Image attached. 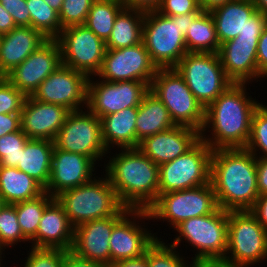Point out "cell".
I'll return each mask as SVG.
<instances>
[{
  "mask_svg": "<svg viewBox=\"0 0 267 267\" xmlns=\"http://www.w3.org/2000/svg\"><path fill=\"white\" fill-rule=\"evenodd\" d=\"M247 90V83H233L205 108L200 139L212 150L248 144L252 115L260 102Z\"/></svg>",
  "mask_w": 267,
  "mask_h": 267,
  "instance_id": "cell-1",
  "label": "cell"
},
{
  "mask_svg": "<svg viewBox=\"0 0 267 267\" xmlns=\"http://www.w3.org/2000/svg\"><path fill=\"white\" fill-rule=\"evenodd\" d=\"M210 182L219 208L250 210L259 196L256 157L246 148L213 150Z\"/></svg>",
  "mask_w": 267,
  "mask_h": 267,
  "instance_id": "cell-2",
  "label": "cell"
},
{
  "mask_svg": "<svg viewBox=\"0 0 267 267\" xmlns=\"http://www.w3.org/2000/svg\"><path fill=\"white\" fill-rule=\"evenodd\" d=\"M116 150L102 170L124 207L147 210L159 196V166L137 148Z\"/></svg>",
  "mask_w": 267,
  "mask_h": 267,
  "instance_id": "cell-3",
  "label": "cell"
},
{
  "mask_svg": "<svg viewBox=\"0 0 267 267\" xmlns=\"http://www.w3.org/2000/svg\"><path fill=\"white\" fill-rule=\"evenodd\" d=\"M56 199L74 228L88 221L114 216L123 207L104 171L100 177L94 176L91 181L62 192Z\"/></svg>",
  "mask_w": 267,
  "mask_h": 267,
  "instance_id": "cell-4",
  "label": "cell"
},
{
  "mask_svg": "<svg viewBox=\"0 0 267 267\" xmlns=\"http://www.w3.org/2000/svg\"><path fill=\"white\" fill-rule=\"evenodd\" d=\"M176 235L169 243L178 248L187 242L196 259H224L228 245V211L217 208L213 213L189 218L174 230Z\"/></svg>",
  "mask_w": 267,
  "mask_h": 267,
  "instance_id": "cell-5",
  "label": "cell"
},
{
  "mask_svg": "<svg viewBox=\"0 0 267 267\" xmlns=\"http://www.w3.org/2000/svg\"><path fill=\"white\" fill-rule=\"evenodd\" d=\"M150 91L163 102L175 125L201 131L204 125L205 108L195 98L175 68L157 69Z\"/></svg>",
  "mask_w": 267,
  "mask_h": 267,
  "instance_id": "cell-6",
  "label": "cell"
},
{
  "mask_svg": "<svg viewBox=\"0 0 267 267\" xmlns=\"http://www.w3.org/2000/svg\"><path fill=\"white\" fill-rule=\"evenodd\" d=\"M180 29V15L165 16L156 10L145 12L142 42L157 69L174 68L187 53Z\"/></svg>",
  "mask_w": 267,
  "mask_h": 267,
  "instance_id": "cell-7",
  "label": "cell"
},
{
  "mask_svg": "<svg viewBox=\"0 0 267 267\" xmlns=\"http://www.w3.org/2000/svg\"><path fill=\"white\" fill-rule=\"evenodd\" d=\"M224 260L238 266L267 261V231L249 210L228 211V245Z\"/></svg>",
  "mask_w": 267,
  "mask_h": 267,
  "instance_id": "cell-8",
  "label": "cell"
},
{
  "mask_svg": "<svg viewBox=\"0 0 267 267\" xmlns=\"http://www.w3.org/2000/svg\"><path fill=\"white\" fill-rule=\"evenodd\" d=\"M174 68L204 108L233 84L218 53L187 52Z\"/></svg>",
  "mask_w": 267,
  "mask_h": 267,
  "instance_id": "cell-9",
  "label": "cell"
},
{
  "mask_svg": "<svg viewBox=\"0 0 267 267\" xmlns=\"http://www.w3.org/2000/svg\"><path fill=\"white\" fill-rule=\"evenodd\" d=\"M218 208L215 192L210 183L186 190L160 194L147 209L151 220L164 221L175 229L189 218L209 215Z\"/></svg>",
  "mask_w": 267,
  "mask_h": 267,
  "instance_id": "cell-10",
  "label": "cell"
},
{
  "mask_svg": "<svg viewBox=\"0 0 267 267\" xmlns=\"http://www.w3.org/2000/svg\"><path fill=\"white\" fill-rule=\"evenodd\" d=\"M213 150L200 139L190 150L159 166V195L210 183Z\"/></svg>",
  "mask_w": 267,
  "mask_h": 267,
  "instance_id": "cell-11",
  "label": "cell"
},
{
  "mask_svg": "<svg viewBox=\"0 0 267 267\" xmlns=\"http://www.w3.org/2000/svg\"><path fill=\"white\" fill-rule=\"evenodd\" d=\"M53 142L63 151L91 158L98 166L109 152L103 142L100 118L87 108L71 111Z\"/></svg>",
  "mask_w": 267,
  "mask_h": 267,
  "instance_id": "cell-12",
  "label": "cell"
},
{
  "mask_svg": "<svg viewBox=\"0 0 267 267\" xmlns=\"http://www.w3.org/2000/svg\"><path fill=\"white\" fill-rule=\"evenodd\" d=\"M60 46L62 64L88 77L96 76L102 67L106 42L85 24L62 29L55 38Z\"/></svg>",
  "mask_w": 267,
  "mask_h": 267,
  "instance_id": "cell-13",
  "label": "cell"
},
{
  "mask_svg": "<svg viewBox=\"0 0 267 267\" xmlns=\"http://www.w3.org/2000/svg\"><path fill=\"white\" fill-rule=\"evenodd\" d=\"M149 91L147 82H109L92 76L88 80L87 109L102 118L129 107H138Z\"/></svg>",
  "mask_w": 267,
  "mask_h": 267,
  "instance_id": "cell-14",
  "label": "cell"
},
{
  "mask_svg": "<svg viewBox=\"0 0 267 267\" xmlns=\"http://www.w3.org/2000/svg\"><path fill=\"white\" fill-rule=\"evenodd\" d=\"M149 220L151 217L146 209H131L114 226L109 239L111 264L141 257L156 239H163V236H157L158 232L153 233L151 227L148 229L149 223L145 221Z\"/></svg>",
  "mask_w": 267,
  "mask_h": 267,
  "instance_id": "cell-15",
  "label": "cell"
},
{
  "mask_svg": "<svg viewBox=\"0 0 267 267\" xmlns=\"http://www.w3.org/2000/svg\"><path fill=\"white\" fill-rule=\"evenodd\" d=\"M89 77L60 65L33 93L35 100L66 107L70 112L87 108Z\"/></svg>",
  "mask_w": 267,
  "mask_h": 267,
  "instance_id": "cell-16",
  "label": "cell"
},
{
  "mask_svg": "<svg viewBox=\"0 0 267 267\" xmlns=\"http://www.w3.org/2000/svg\"><path fill=\"white\" fill-rule=\"evenodd\" d=\"M157 67L143 42L120 49H106L100 72L94 76L109 82L142 81L151 85Z\"/></svg>",
  "mask_w": 267,
  "mask_h": 267,
  "instance_id": "cell-17",
  "label": "cell"
},
{
  "mask_svg": "<svg viewBox=\"0 0 267 267\" xmlns=\"http://www.w3.org/2000/svg\"><path fill=\"white\" fill-rule=\"evenodd\" d=\"M60 65V46L56 39H48L5 78L26 97L32 96L39 85Z\"/></svg>",
  "mask_w": 267,
  "mask_h": 267,
  "instance_id": "cell-18",
  "label": "cell"
},
{
  "mask_svg": "<svg viewBox=\"0 0 267 267\" xmlns=\"http://www.w3.org/2000/svg\"><path fill=\"white\" fill-rule=\"evenodd\" d=\"M130 210L123 206L114 216L88 221L75 227L71 251L79 257L110 266L109 239L112 230Z\"/></svg>",
  "mask_w": 267,
  "mask_h": 267,
  "instance_id": "cell-19",
  "label": "cell"
},
{
  "mask_svg": "<svg viewBox=\"0 0 267 267\" xmlns=\"http://www.w3.org/2000/svg\"><path fill=\"white\" fill-rule=\"evenodd\" d=\"M96 166L89 157L54 146L49 182L44 191L56 198L66 190L91 181L96 176Z\"/></svg>",
  "mask_w": 267,
  "mask_h": 267,
  "instance_id": "cell-20",
  "label": "cell"
},
{
  "mask_svg": "<svg viewBox=\"0 0 267 267\" xmlns=\"http://www.w3.org/2000/svg\"><path fill=\"white\" fill-rule=\"evenodd\" d=\"M259 38L237 36L220 45L218 55L233 83L258 82L257 47Z\"/></svg>",
  "mask_w": 267,
  "mask_h": 267,
  "instance_id": "cell-21",
  "label": "cell"
},
{
  "mask_svg": "<svg viewBox=\"0 0 267 267\" xmlns=\"http://www.w3.org/2000/svg\"><path fill=\"white\" fill-rule=\"evenodd\" d=\"M69 113L66 107L27 96L20 113L21 130L29 139L54 141Z\"/></svg>",
  "mask_w": 267,
  "mask_h": 267,
  "instance_id": "cell-22",
  "label": "cell"
},
{
  "mask_svg": "<svg viewBox=\"0 0 267 267\" xmlns=\"http://www.w3.org/2000/svg\"><path fill=\"white\" fill-rule=\"evenodd\" d=\"M200 140V131L181 125L148 136L139 142L137 149L160 166L190 150Z\"/></svg>",
  "mask_w": 267,
  "mask_h": 267,
  "instance_id": "cell-23",
  "label": "cell"
},
{
  "mask_svg": "<svg viewBox=\"0 0 267 267\" xmlns=\"http://www.w3.org/2000/svg\"><path fill=\"white\" fill-rule=\"evenodd\" d=\"M74 241V227L71 225L62 204L54 198L45 208L36 236L30 247L59 248L71 250Z\"/></svg>",
  "mask_w": 267,
  "mask_h": 267,
  "instance_id": "cell-24",
  "label": "cell"
},
{
  "mask_svg": "<svg viewBox=\"0 0 267 267\" xmlns=\"http://www.w3.org/2000/svg\"><path fill=\"white\" fill-rule=\"evenodd\" d=\"M47 40L41 31L31 26H16L0 35V77H5L19 66Z\"/></svg>",
  "mask_w": 267,
  "mask_h": 267,
  "instance_id": "cell-25",
  "label": "cell"
},
{
  "mask_svg": "<svg viewBox=\"0 0 267 267\" xmlns=\"http://www.w3.org/2000/svg\"><path fill=\"white\" fill-rule=\"evenodd\" d=\"M137 116L138 107H129L100 118L102 138L108 151L136 148Z\"/></svg>",
  "mask_w": 267,
  "mask_h": 267,
  "instance_id": "cell-26",
  "label": "cell"
},
{
  "mask_svg": "<svg viewBox=\"0 0 267 267\" xmlns=\"http://www.w3.org/2000/svg\"><path fill=\"white\" fill-rule=\"evenodd\" d=\"M255 11L256 7L251 0H231L209 11L215 22L220 45L236 38Z\"/></svg>",
  "mask_w": 267,
  "mask_h": 267,
  "instance_id": "cell-27",
  "label": "cell"
},
{
  "mask_svg": "<svg viewBox=\"0 0 267 267\" xmlns=\"http://www.w3.org/2000/svg\"><path fill=\"white\" fill-rule=\"evenodd\" d=\"M54 142L46 139H29L21 150L17 169L36 180L44 189L50 177Z\"/></svg>",
  "mask_w": 267,
  "mask_h": 267,
  "instance_id": "cell-28",
  "label": "cell"
},
{
  "mask_svg": "<svg viewBox=\"0 0 267 267\" xmlns=\"http://www.w3.org/2000/svg\"><path fill=\"white\" fill-rule=\"evenodd\" d=\"M174 126L163 102L149 91L138 106L136 148L144 138L169 130Z\"/></svg>",
  "mask_w": 267,
  "mask_h": 267,
  "instance_id": "cell-29",
  "label": "cell"
},
{
  "mask_svg": "<svg viewBox=\"0 0 267 267\" xmlns=\"http://www.w3.org/2000/svg\"><path fill=\"white\" fill-rule=\"evenodd\" d=\"M44 192V188L25 172L16 167L0 166V195L3 203L32 200Z\"/></svg>",
  "mask_w": 267,
  "mask_h": 267,
  "instance_id": "cell-30",
  "label": "cell"
},
{
  "mask_svg": "<svg viewBox=\"0 0 267 267\" xmlns=\"http://www.w3.org/2000/svg\"><path fill=\"white\" fill-rule=\"evenodd\" d=\"M142 10L123 8L116 16L110 37L106 41V49H120L142 42L143 20Z\"/></svg>",
  "mask_w": 267,
  "mask_h": 267,
  "instance_id": "cell-31",
  "label": "cell"
},
{
  "mask_svg": "<svg viewBox=\"0 0 267 267\" xmlns=\"http://www.w3.org/2000/svg\"><path fill=\"white\" fill-rule=\"evenodd\" d=\"M185 43L187 52L218 53L220 43L209 11H202L187 28Z\"/></svg>",
  "mask_w": 267,
  "mask_h": 267,
  "instance_id": "cell-32",
  "label": "cell"
},
{
  "mask_svg": "<svg viewBox=\"0 0 267 267\" xmlns=\"http://www.w3.org/2000/svg\"><path fill=\"white\" fill-rule=\"evenodd\" d=\"M123 8L122 0H96L89 10L85 25L106 42L115 18Z\"/></svg>",
  "mask_w": 267,
  "mask_h": 267,
  "instance_id": "cell-33",
  "label": "cell"
},
{
  "mask_svg": "<svg viewBox=\"0 0 267 267\" xmlns=\"http://www.w3.org/2000/svg\"><path fill=\"white\" fill-rule=\"evenodd\" d=\"M54 198L44 192L39 197L15 203L18 223L22 230L23 236L30 242L35 236L46 206Z\"/></svg>",
  "mask_w": 267,
  "mask_h": 267,
  "instance_id": "cell-34",
  "label": "cell"
},
{
  "mask_svg": "<svg viewBox=\"0 0 267 267\" xmlns=\"http://www.w3.org/2000/svg\"><path fill=\"white\" fill-rule=\"evenodd\" d=\"M30 13V26L41 31L48 39H55L61 32L59 12L44 0H26Z\"/></svg>",
  "mask_w": 267,
  "mask_h": 267,
  "instance_id": "cell-35",
  "label": "cell"
},
{
  "mask_svg": "<svg viewBox=\"0 0 267 267\" xmlns=\"http://www.w3.org/2000/svg\"><path fill=\"white\" fill-rule=\"evenodd\" d=\"M167 242L168 240L156 239L147 249L148 267H192L190 257H185L182 249L179 250Z\"/></svg>",
  "mask_w": 267,
  "mask_h": 267,
  "instance_id": "cell-36",
  "label": "cell"
},
{
  "mask_svg": "<svg viewBox=\"0 0 267 267\" xmlns=\"http://www.w3.org/2000/svg\"><path fill=\"white\" fill-rule=\"evenodd\" d=\"M26 242L29 243L19 226L14 204L4 203L0 207V252L5 255L7 248L11 250L18 243Z\"/></svg>",
  "mask_w": 267,
  "mask_h": 267,
  "instance_id": "cell-37",
  "label": "cell"
},
{
  "mask_svg": "<svg viewBox=\"0 0 267 267\" xmlns=\"http://www.w3.org/2000/svg\"><path fill=\"white\" fill-rule=\"evenodd\" d=\"M245 148L255 157L267 158V106L263 103L252 115L251 135Z\"/></svg>",
  "mask_w": 267,
  "mask_h": 267,
  "instance_id": "cell-38",
  "label": "cell"
},
{
  "mask_svg": "<svg viewBox=\"0 0 267 267\" xmlns=\"http://www.w3.org/2000/svg\"><path fill=\"white\" fill-rule=\"evenodd\" d=\"M29 138L21 128L0 137V166L17 167L20 162L21 150Z\"/></svg>",
  "mask_w": 267,
  "mask_h": 267,
  "instance_id": "cell-39",
  "label": "cell"
},
{
  "mask_svg": "<svg viewBox=\"0 0 267 267\" xmlns=\"http://www.w3.org/2000/svg\"><path fill=\"white\" fill-rule=\"evenodd\" d=\"M96 0H64L59 18L62 29L69 26L84 25L89 10Z\"/></svg>",
  "mask_w": 267,
  "mask_h": 267,
  "instance_id": "cell-40",
  "label": "cell"
},
{
  "mask_svg": "<svg viewBox=\"0 0 267 267\" xmlns=\"http://www.w3.org/2000/svg\"><path fill=\"white\" fill-rule=\"evenodd\" d=\"M29 252V253H28ZM66 250L59 248L29 247L27 256L23 258L24 267H63L64 253Z\"/></svg>",
  "mask_w": 267,
  "mask_h": 267,
  "instance_id": "cell-41",
  "label": "cell"
},
{
  "mask_svg": "<svg viewBox=\"0 0 267 267\" xmlns=\"http://www.w3.org/2000/svg\"><path fill=\"white\" fill-rule=\"evenodd\" d=\"M25 98L5 77H0V114H20Z\"/></svg>",
  "mask_w": 267,
  "mask_h": 267,
  "instance_id": "cell-42",
  "label": "cell"
},
{
  "mask_svg": "<svg viewBox=\"0 0 267 267\" xmlns=\"http://www.w3.org/2000/svg\"><path fill=\"white\" fill-rule=\"evenodd\" d=\"M156 11L165 16L202 12L198 0H161Z\"/></svg>",
  "mask_w": 267,
  "mask_h": 267,
  "instance_id": "cell-43",
  "label": "cell"
},
{
  "mask_svg": "<svg viewBox=\"0 0 267 267\" xmlns=\"http://www.w3.org/2000/svg\"><path fill=\"white\" fill-rule=\"evenodd\" d=\"M0 4L12 16L16 26H30V13L26 0H0Z\"/></svg>",
  "mask_w": 267,
  "mask_h": 267,
  "instance_id": "cell-44",
  "label": "cell"
},
{
  "mask_svg": "<svg viewBox=\"0 0 267 267\" xmlns=\"http://www.w3.org/2000/svg\"><path fill=\"white\" fill-rule=\"evenodd\" d=\"M267 26V17L259 10H256L249 19L242 32L238 36L247 38H260L264 28Z\"/></svg>",
  "mask_w": 267,
  "mask_h": 267,
  "instance_id": "cell-45",
  "label": "cell"
},
{
  "mask_svg": "<svg viewBox=\"0 0 267 267\" xmlns=\"http://www.w3.org/2000/svg\"><path fill=\"white\" fill-rule=\"evenodd\" d=\"M258 80L267 77V26L264 28L257 47ZM262 78V79H261Z\"/></svg>",
  "mask_w": 267,
  "mask_h": 267,
  "instance_id": "cell-46",
  "label": "cell"
},
{
  "mask_svg": "<svg viewBox=\"0 0 267 267\" xmlns=\"http://www.w3.org/2000/svg\"><path fill=\"white\" fill-rule=\"evenodd\" d=\"M63 267H110L104 263L87 260L85 258L77 256L71 250H67L64 253Z\"/></svg>",
  "mask_w": 267,
  "mask_h": 267,
  "instance_id": "cell-47",
  "label": "cell"
},
{
  "mask_svg": "<svg viewBox=\"0 0 267 267\" xmlns=\"http://www.w3.org/2000/svg\"><path fill=\"white\" fill-rule=\"evenodd\" d=\"M21 128L20 114H0V137Z\"/></svg>",
  "mask_w": 267,
  "mask_h": 267,
  "instance_id": "cell-48",
  "label": "cell"
},
{
  "mask_svg": "<svg viewBox=\"0 0 267 267\" xmlns=\"http://www.w3.org/2000/svg\"><path fill=\"white\" fill-rule=\"evenodd\" d=\"M249 211L267 231V194L259 195L253 207Z\"/></svg>",
  "mask_w": 267,
  "mask_h": 267,
  "instance_id": "cell-49",
  "label": "cell"
},
{
  "mask_svg": "<svg viewBox=\"0 0 267 267\" xmlns=\"http://www.w3.org/2000/svg\"><path fill=\"white\" fill-rule=\"evenodd\" d=\"M256 169L258 193L267 194V158L256 157Z\"/></svg>",
  "mask_w": 267,
  "mask_h": 267,
  "instance_id": "cell-50",
  "label": "cell"
},
{
  "mask_svg": "<svg viewBox=\"0 0 267 267\" xmlns=\"http://www.w3.org/2000/svg\"><path fill=\"white\" fill-rule=\"evenodd\" d=\"M125 8L142 10L144 12L156 10L161 0H122Z\"/></svg>",
  "mask_w": 267,
  "mask_h": 267,
  "instance_id": "cell-51",
  "label": "cell"
},
{
  "mask_svg": "<svg viewBox=\"0 0 267 267\" xmlns=\"http://www.w3.org/2000/svg\"><path fill=\"white\" fill-rule=\"evenodd\" d=\"M192 267H243L224 259H196L192 260Z\"/></svg>",
  "mask_w": 267,
  "mask_h": 267,
  "instance_id": "cell-52",
  "label": "cell"
},
{
  "mask_svg": "<svg viewBox=\"0 0 267 267\" xmlns=\"http://www.w3.org/2000/svg\"><path fill=\"white\" fill-rule=\"evenodd\" d=\"M16 24L9 12L0 4V35L6 34L13 30Z\"/></svg>",
  "mask_w": 267,
  "mask_h": 267,
  "instance_id": "cell-53",
  "label": "cell"
},
{
  "mask_svg": "<svg viewBox=\"0 0 267 267\" xmlns=\"http://www.w3.org/2000/svg\"><path fill=\"white\" fill-rule=\"evenodd\" d=\"M110 267H148L147 264V250L141 257L134 259H124L114 262Z\"/></svg>",
  "mask_w": 267,
  "mask_h": 267,
  "instance_id": "cell-54",
  "label": "cell"
},
{
  "mask_svg": "<svg viewBox=\"0 0 267 267\" xmlns=\"http://www.w3.org/2000/svg\"><path fill=\"white\" fill-rule=\"evenodd\" d=\"M201 12H191L189 14H181L180 15V25H181V32L185 36L187 33V28L191 25L194 19L200 14Z\"/></svg>",
  "mask_w": 267,
  "mask_h": 267,
  "instance_id": "cell-55",
  "label": "cell"
},
{
  "mask_svg": "<svg viewBox=\"0 0 267 267\" xmlns=\"http://www.w3.org/2000/svg\"><path fill=\"white\" fill-rule=\"evenodd\" d=\"M231 0H198L203 11H211L212 9L221 6Z\"/></svg>",
  "mask_w": 267,
  "mask_h": 267,
  "instance_id": "cell-56",
  "label": "cell"
},
{
  "mask_svg": "<svg viewBox=\"0 0 267 267\" xmlns=\"http://www.w3.org/2000/svg\"><path fill=\"white\" fill-rule=\"evenodd\" d=\"M255 5L256 10H259L264 16L267 17V0H251Z\"/></svg>",
  "mask_w": 267,
  "mask_h": 267,
  "instance_id": "cell-57",
  "label": "cell"
},
{
  "mask_svg": "<svg viewBox=\"0 0 267 267\" xmlns=\"http://www.w3.org/2000/svg\"><path fill=\"white\" fill-rule=\"evenodd\" d=\"M51 8L55 9L57 12L61 10L62 3L64 0H44Z\"/></svg>",
  "mask_w": 267,
  "mask_h": 267,
  "instance_id": "cell-58",
  "label": "cell"
},
{
  "mask_svg": "<svg viewBox=\"0 0 267 267\" xmlns=\"http://www.w3.org/2000/svg\"><path fill=\"white\" fill-rule=\"evenodd\" d=\"M4 258H6V255L2 254L0 256V267H5V264L3 265L2 262H4L3 260H5Z\"/></svg>",
  "mask_w": 267,
  "mask_h": 267,
  "instance_id": "cell-59",
  "label": "cell"
},
{
  "mask_svg": "<svg viewBox=\"0 0 267 267\" xmlns=\"http://www.w3.org/2000/svg\"><path fill=\"white\" fill-rule=\"evenodd\" d=\"M3 204H4V203H3L2 199H1V195H0V207H1Z\"/></svg>",
  "mask_w": 267,
  "mask_h": 267,
  "instance_id": "cell-60",
  "label": "cell"
}]
</instances>
